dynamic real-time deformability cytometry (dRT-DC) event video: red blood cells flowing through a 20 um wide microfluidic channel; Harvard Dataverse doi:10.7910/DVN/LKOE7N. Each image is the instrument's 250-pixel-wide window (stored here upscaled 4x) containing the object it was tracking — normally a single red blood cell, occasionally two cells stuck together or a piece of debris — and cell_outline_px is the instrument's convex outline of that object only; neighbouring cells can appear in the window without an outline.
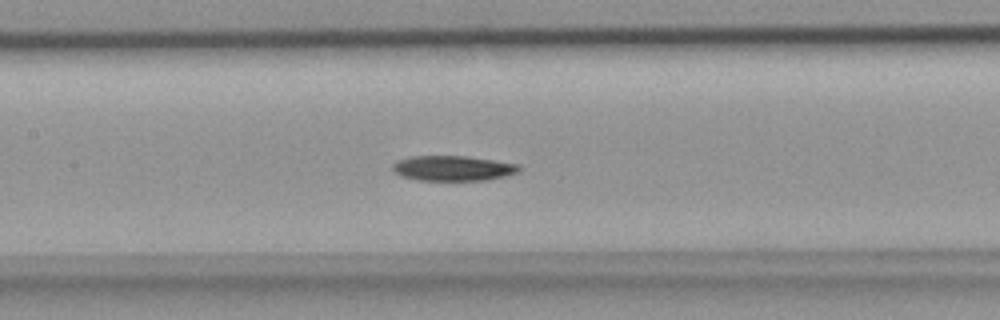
{"species": "common noctule bat (a hibernating species)", "species_latin": "Nyctalus noctula", "temperature_condition": "room temperature", "stored_images_in_passage": 31, "camera_frame_rate_fps": 3000, "um_per_image_px": 0.085, "animal": {"sex": "female", "body_mass_g": 18.4}, "frame": {"image": 1, "passage_image": 7, "time_ms": 2.0, "image_size_px": [1000, 320], "cell_outline_px": [[520, 172], [488, 180], [416, 180], [400, 176], [392, 168], [392, 164], [396, 160], [412, 156], [468, 156], [520, 164]], "centroid_in_image_um": [38.5, 14.3], "position_along_channel_um": 168.9, "area_um2": 18.67}}
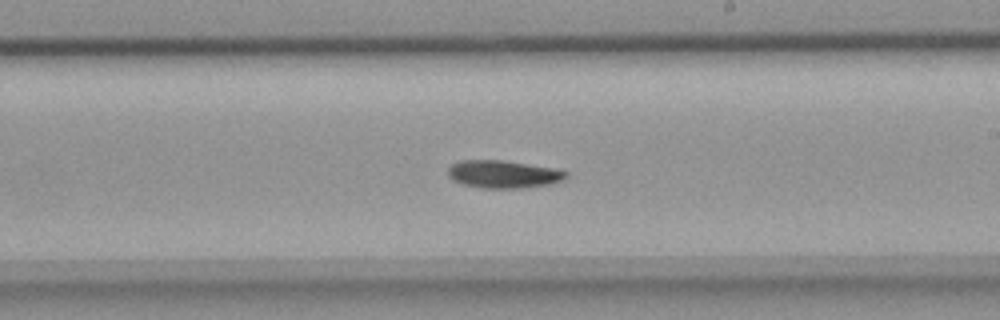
{"frame": {"image": 2, "passage_image": 12, "time_ms": 3.667, "image_size_px": [1000, 320], "cell_outline_px": [[568, 176], [552, 184], [520, 188], [480, 188], [464, 184], [452, 180], [448, 176], [448, 168], [452, 164], [460, 160], [504, 160], [552, 168], [568, 172]], "centroid_in_image_um": [42.75, 14.81], "position_along_channel_um": 246.2, "area_um2": 19.02}}
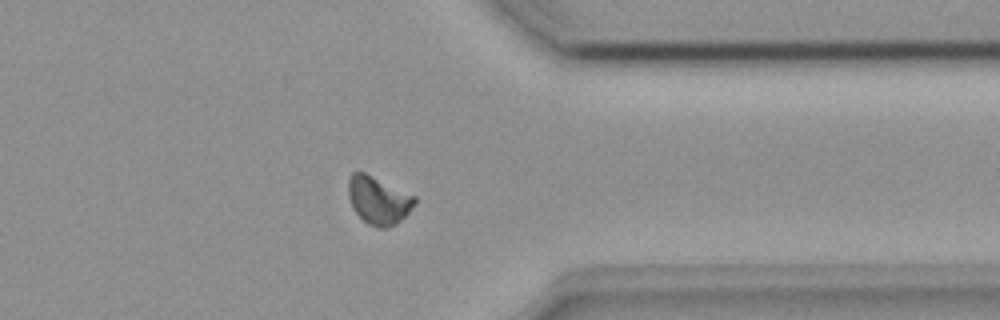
{"frame": {"image": 3, "passage_image": 21, "time_ms": 6.667, "image_size_px": [1000, 320], "cell_outline_px": [[416, 204], [396, 224], [384, 228], [380, 228], [368, 224], [352, 208], [348, 196], [348, 180], [352, 172], [364, 172], [416, 196]], "centroid_in_image_um": [32.16, 17.02], "position_along_channel_um": 379.2, "area_um2": 18.38}}